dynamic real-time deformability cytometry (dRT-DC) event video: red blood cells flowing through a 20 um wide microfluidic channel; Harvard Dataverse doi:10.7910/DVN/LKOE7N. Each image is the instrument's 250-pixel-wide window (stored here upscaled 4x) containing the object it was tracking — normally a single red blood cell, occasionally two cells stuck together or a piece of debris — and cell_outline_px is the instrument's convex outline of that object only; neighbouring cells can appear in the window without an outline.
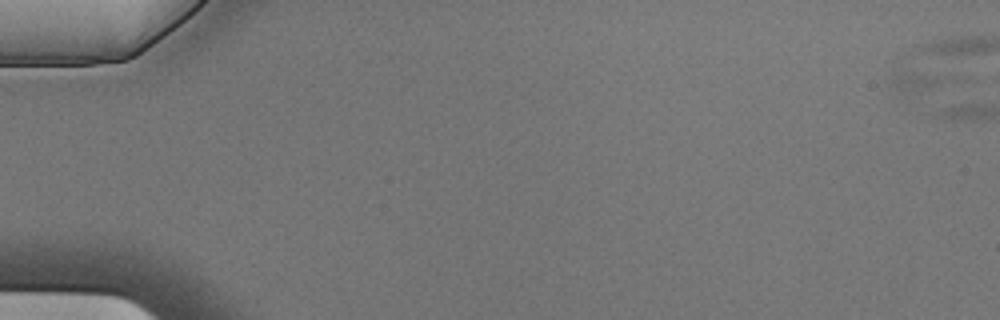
{"species": "Egyptian fruit bat (a non-hibernating species)", "species_latin": "Rousettus aegyptiacus", "temperature_condition": "cold", "stored_images_in_passage": 7, "camera_frame_rate_fps": 3000, "um_per_image_px": 0.085, "animal": {"sex": "male"}, "frame": {"image": 1, "passage_image": 1, "time_ms": 0.0, "image_size_px": [1000, 320], "cell_outline_px": [[976, 80], [972, 84], [896, 96], [888, 88], [888, 84], [892, 68], [968, 76]], "centroid_in_image_um": [78.5, 6.92], "position_along_channel_um": 6.5, "area_um2": 10.87}}
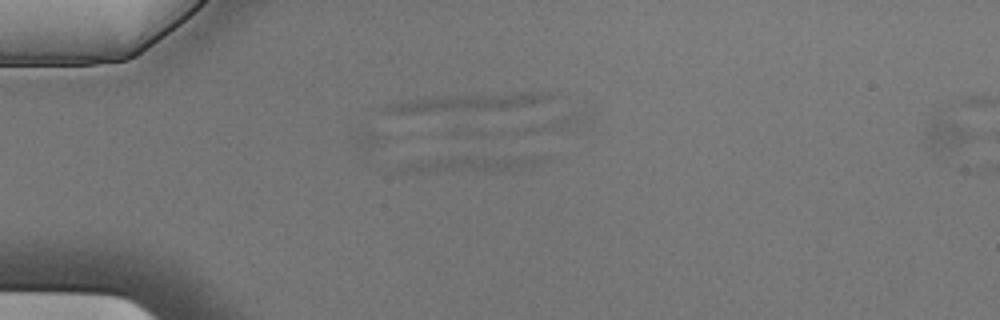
{"frame": {"image": 2, "passage_image": 5, "time_ms": 1.333, "image_size_px": [1000, 320], "cell_outline_px": [[548, 160], [528, 168], [420, 172], [396, 172], [396, 168], [404, 164], [420, 160], [444, 156], [548, 156]], "centroid_in_image_um": [40.05, 13.89], "position_along_channel_um": 44.9, "area_um2": 13.24}}